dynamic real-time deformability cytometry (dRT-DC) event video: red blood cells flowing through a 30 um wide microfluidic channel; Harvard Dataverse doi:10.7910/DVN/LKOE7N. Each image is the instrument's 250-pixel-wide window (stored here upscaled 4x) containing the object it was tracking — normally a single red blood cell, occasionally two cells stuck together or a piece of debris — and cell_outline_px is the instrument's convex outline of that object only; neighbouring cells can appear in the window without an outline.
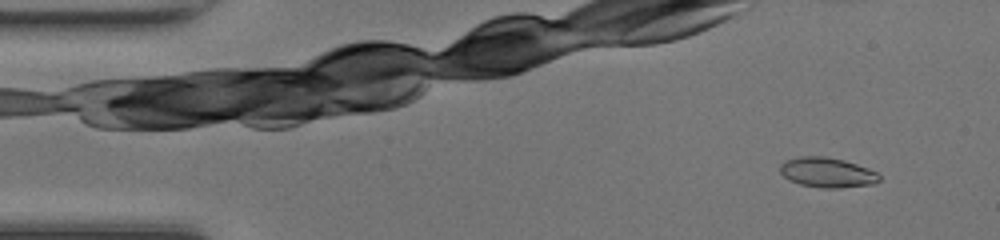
{"species": "common noctule bat (a hibernating species)", "species_latin": "Nyctalus noctula", "temperature_condition": "room temperature", "stored_images_in_passage": 48, "segment_of_instrument_passage": [1, 2], "camera_frame_rate_fps": 3000, "um_per_image_px": 0.085, "animal": {"sex": "female", "body_mass_g": 17.0, "forearm_length_mm": 48.0}, "frame": {"image": 1, "passage_image": 2, "time_ms": 0.333, "image_size_px": [1000, 240], "cell_outline_px": [[880, 180], [872, 184], [840, 188], [820, 188], [800, 184], [788, 180], [780, 172], [780, 164], [784, 160], [800, 156], [824, 156], [844, 160], [868, 168], [876, 172], [880, 176]], "centroid_in_image_um": [70.28, 14.66], "position_along_channel_um": 14.7, "area_um2": 17.4}}
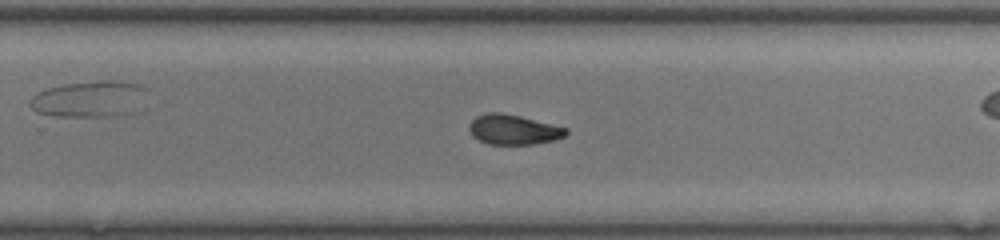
{"frame": {"image": 2, "passage_image": 29, "time_ms": 9.333, "image_size_px": [1000, 240], "cell_outline_px": [[568, 132], [564, 136], [556, 140], [532, 144], [488, 144], [472, 136], [468, 128], [468, 124], [476, 116], [488, 112], [500, 112], [520, 116], [568, 128]], "centroid_in_image_um": [43.62, 11.01], "position_along_channel_um": 286.2, "area_um2": 16.94}}
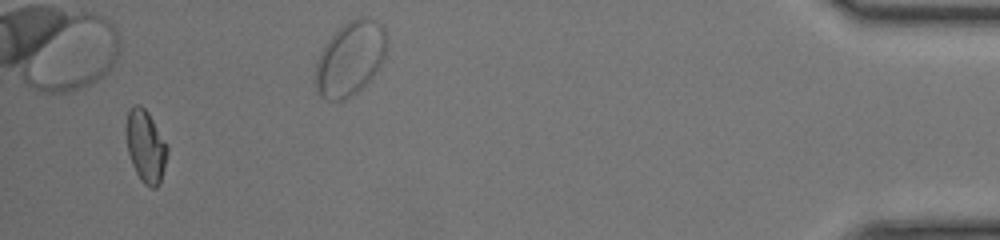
{"frame": {"image": 3, "passage_image": 45, "time_ms": 14.667, "image_size_px": [1000, 240], "cell_outline_px": [[168, 156], [160, 184], [156, 188], [152, 188], [144, 184], [136, 172], [132, 164], [128, 152], [128, 112], [132, 104], [140, 104], [148, 112], [168, 144]], "centroid_in_image_um": [12.44, 12.46], "position_along_channel_um": 422.8, "area_um2": 17.22}}